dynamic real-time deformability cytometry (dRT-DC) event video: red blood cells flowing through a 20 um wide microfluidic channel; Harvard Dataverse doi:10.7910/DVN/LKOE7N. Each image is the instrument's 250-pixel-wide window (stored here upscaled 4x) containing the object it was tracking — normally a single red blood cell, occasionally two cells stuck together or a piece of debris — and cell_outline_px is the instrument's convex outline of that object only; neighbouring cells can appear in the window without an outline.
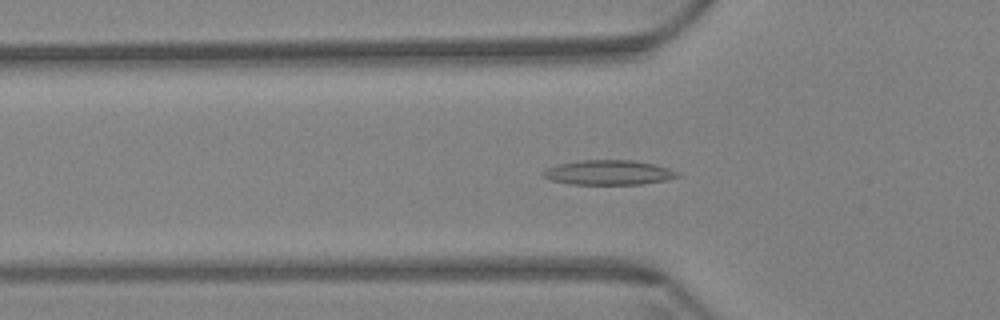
{"species": "Egyptian fruit bat (a non-hibernating species)", "species_latin": "Rousettus aegyptiacus", "temperature_condition": "warm", "stored_images_in_passage": 46, "camera_frame_rate_fps": 3000, "um_per_image_px": 0.085, "animal": {"sex": "female"}, "frame": {"image": 1, "passage_image": 6, "time_ms": 1.667, "image_size_px": [1000, 320], "cell_outline_px": [[680, 176], [668, 180], [640, 184], [572, 184], [552, 180], [544, 176], [544, 172], [548, 168], [560, 164], [580, 160], [632, 160], [652, 164], [668, 168], [680, 172]], "centroid_in_image_um": [51.8, 14.66], "position_along_channel_um": 74.0, "area_um2": 19.07}}
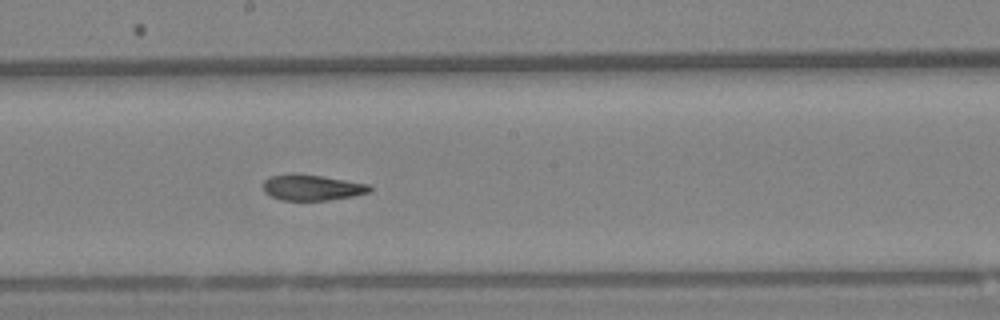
{"frame": {"image": 2, "passage_image": 19, "time_ms": 6.0, "image_size_px": [1000, 320], "cell_outline_px": [[372, 192], [352, 196], [328, 200], [280, 200], [264, 192], [264, 180], [272, 176], [292, 172], [320, 176], [368, 184], [372, 188]], "centroid_in_image_um": [26.51, 15.93], "position_along_channel_um": 221.7, "area_um2": 15.95}}
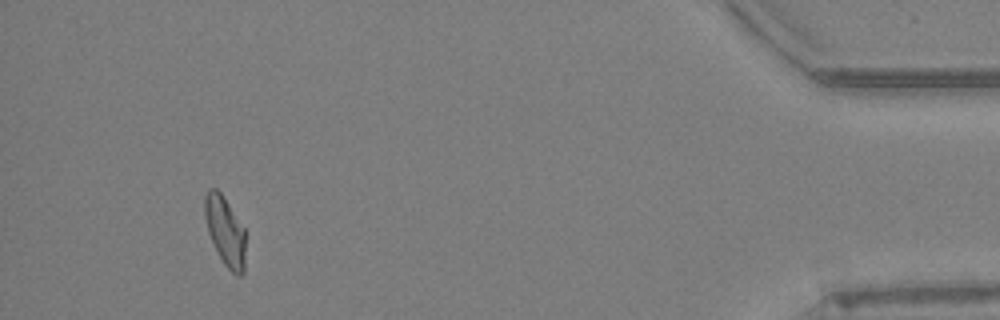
{"frame": {"image": 3, "passage_image": 42, "time_ms": 13.667, "image_size_px": [1000, 320], "cell_outline_px": [[244, 272], [240, 276], [236, 276], [224, 264], [208, 232], [204, 216], [204, 196], [208, 188], [216, 188], [220, 192], [244, 228]], "centroid_in_image_um": [19.12, 19.62], "position_along_channel_um": 416.1, "area_um2": 16.13}, "authors_computed_cell_mechanics": {"area_um2": 16.762, "velocity_mm_per_s": 3.4149, "shape_relaxation_time_tau1_ms": null, "shape_relaxation_time_tau2_ms": 4.4191, "deformation_change_tau1": null, "deformation_change_tau2": 0.0957}}